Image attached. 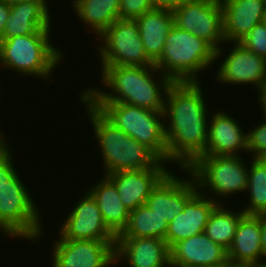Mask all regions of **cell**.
<instances>
[{"mask_svg":"<svg viewBox=\"0 0 266 267\" xmlns=\"http://www.w3.org/2000/svg\"><path fill=\"white\" fill-rule=\"evenodd\" d=\"M223 112L216 111L211 117L208 124V141L202 155L239 156L240 151H247V134L241 130L233 116Z\"/></svg>","mask_w":266,"mask_h":267,"instance_id":"cell-20","label":"cell"},{"mask_svg":"<svg viewBox=\"0 0 266 267\" xmlns=\"http://www.w3.org/2000/svg\"><path fill=\"white\" fill-rule=\"evenodd\" d=\"M164 163L160 161L155 167L106 175L114 183L121 202L129 212L145 205L151 192L170 173Z\"/></svg>","mask_w":266,"mask_h":267,"instance_id":"cell-13","label":"cell"},{"mask_svg":"<svg viewBox=\"0 0 266 267\" xmlns=\"http://www.w3.org/2000/svg\"><path fill=\"white\" fill-rule=\"evenodd\" d=\"M50 29L0 41V63L22 75L48 78L64 56L49 40Z\"/></svg>","mask_w":266,"mask_h":267,"instance_id":"cell-5","label":"cell"},{"mask_svg":"<svg viewBox=\"0 0 266 267\" xmlns=\"http://www.w3.org/2000/svg\"><path fill=\"white\" fill-rule=\"evenodd\" d=\"M101 69V81L112 93L90 87L82 92L90 102H119L151 111H164L166 93L173 81L161 74L160 84H157L154 76L157 78L160 71L155 65L103 66Z\"/></svg>","mask_w":266,"mask_h":267,"instance_id":"cell-2","label":"cell"},{"mask_svg":"<svg viewBox=\"0 0 266 267\" xmlns=\"http://www.w3.org/2000/svg\"><path fill=\"white\" fill-rule=\"evenodd\" d=\"M91 103L119 129L167 163L164 111H151L119 102Z\"/></svg>","mask_w":266,"mask_h":267,"instance_id":"cell-6","label":"cell"},{"mask_svg":"<svg viewBox=\"0 0 266 267\" xmlns=\"http://www.w3.org/2000/svg\"><path fill=\"white\" fill-rule=\"evenodd\" d=\"M16 173L0 189V231L9 237L39 240L43 229L40 212Z\"/></svg>","mask_w":266,"mask_h":267,"instance_id":"cell-7","label":"cell"},{"mask_svg":"<svg viewBox=\"0 0 266 267\" xmlns=\"http://www.w3.org/2000/svg\"><path fill=\"white\" fill-rule=\"evenodd\" d=\"M126 259L129 267H171L170 248L159 238H116L115 263Z\"/></svg>","mask_w":266,"mask_h":267,"instance_id":"cell-18","label":"cell"},{"mask_svg":"<svg viewBox=\"0 0 266 267\" xmlns=\"http://www.w3.org/2000/svg\"><path fill=\"white\" fill-rule=\"evenodd\" d=\"M82 102L91 119L93 131L102 151L105 173L141 170L155 167L161 160L147 147L138 143L111 122L82 93Z\"/></svg>","mask_w":266,"mask_h":267,"instance_id":"cell-3","label":"cell"},{"mask_svg":"<svg viewBox=\"0 0 266 267\" xmlns=\"http://www.w3.org/2000/svg\"><path fill=\"white\" fill-rule=\"evenodd\" d=\"M152 9V0H121L119 19L135 20Z\"/></svg>","mask_w":266,"mask_h":267,"instance_id":"cell-31","label":"cell"},{"mask_svg":"<svg viewBox=\"0 0 266 267\" xmlns=\"http://www.w3.org/2000/svg\"><path fill=\"white\" fill-rule=\"evenodd\" d=\"M218 68L216 78L228 84H254L258 98L266 90V59L245 49L238 42Z\"/></svg>","mask_w":266,"mask_h":267,"instance_id":"cell-14","label":"cell"},{"mask_svg":"<svg viewBox=\"0 0 266 267\" xmlns=\"http://www.w3.org/2000/svg\"><path fill=\"white\" fill-rule=\"evenodd\" d=\"M59 237L54 241L52 267H109L115 263L116 241L72 240Z\"/></svg>","mask_w":266,"mask_h":267,"instance_id":"cell-11","label":"cell"},{"mask_svg":"<svg viewBox=\"0 0 266 267\" xmlns=\"http://www.w3.org/2000/svg\"><path fill=\"white\" fill-rule=\"evenodd\" d=\"M10 151L7 144L0 149V189L17 173Z\"/></svg>","mask_w":266,"mask_h":267,"instance_id":"cell-32","label":"cell"},{"mask_svg":"<svg viewBox=\"0 0 266 267\" xmlns=\"http://www.w3.org/2000/svg\"><path fill=\"white\" fill-rule=\"evenodd\" d=\"M60 227V236L72 240L116 241L93 196L87 191Z\"/></svg>","mask_w":266,"mask_h":267,"instance_id":"cell-12","label":"cell"},{"mask_svg":"<svg viewBox=\"0 0 266 267\" xmlns=\"http://www.w3.org/2000/svg\"><path fill=\"white\" fill-rule=\"evenodd\" d=\"M193 0H152L154 8L174 10Z\"/></svg>","mask_w":266,"mask_h":267,"instance_id":"cell-33","label":"cell"},{"mask_svg":"<svg viewBox=\"0 0 266 267\" xmlns=\"http://www.w3.org/2000/svg\"><path fill=\"white\" fill-rule=\"evenodd\" d=\"M121 0H74V12L98 37L119 19ZM96 32V33H95Z\"/></svg>","mask_w":266,"mask_h":267,"instance_id":"cell-25","label":"cell"},{"mask_svg":"<svg viewBox=\"0 0 266 267\" xmlns=\"http://www.w3.org/2000/svg\"><path fill=\"white\" fill-rule=\"evenodd\" d=\"M252 267H266V262L265 263H262V264L252 265Z\"/></svg>","mask_w":266,"mask_h":267,"instance_id":"cell-40","label":"cell"},{"mask_svg":"<svg viewBox=\"0 0 266 267\" xmlns=\"http://www.w3.org/2000/svg\"><path fill=\"white\" fill-rule=\"evenodd\" d=\"M48 2L26 1L10 4V15L0 41L13 36L36 34L50 29Z\"/></svg>","mask_w":266,"mask_h":267,"instance_id":"cell-21","label":"cell"},{"mask_svg":"<svg viewBox=\"0 0 266 267\" xmlns=\"http://www.w3.org/2000/svg\"><path fill=\"white\" fill-rule=\"evenodd\" d=\"M219 267H252V265L247 263H233L227 261L225 264L220 265Z\"/></svg>","mask_w":266,"mask_h":267,"instance_id":"cell-36","label":"cell"},{"mask_svg":"<svg viewBox=\"0 0 266 267\" xmlns=\"http://www.w3.org/2000/svg\"><path fill=\"white\" fill-rule=\"evenodd\" d=\"M200 81L173 82L165 98L167 162L187 169L206 149L208 113ZM169 125V126H168Z\"/></svg>","mask_w":266,"mask_h":267,"instance_id":"cell-1","label":"cell"},{"mask_svg":"<svg viewBox=\"0 0 266 267\" xmlns=\"http://www.w3.org/2000/svg\"><path fill=\"white\" fill-rule=\"evenodd\" d=\"M247 189L251 200L242 210L246 215H266V159L252 158Z\"/></svg>","mask_w":266,"mask_h":267,"instance_id":"cell-28","label":"cell"},{"mask_svg":"<svg viewBox=\"0 0 266 267\" xmlns=\"http://www.w3.org/2000/svg\"><path fill=\"white\" fill-rule=\"evenodd\" d=\"M98 38L101 67L103 66H153L147 57L135 20L118 19ZM103 39V40H102Z\"/></svg>","mask_w":266,"mask_h":267,"instance_id":"cell-9","label":"cell"},{"mask_svg":"<svg viewBox=\"0 0 266 267\" xmlns=\"http://www.w3.org/2000/svg\"><path fill=\"white\" fill-rule=\"evenodd\" d=\"M261 247L263 257L266 258V215H261Z\"/></svg>","mask_w":266,"mask_h":267,"instance_id":"cell-35","label":"cell"},{"mask_svg":"<svg viewBox=\"0 0 266 267\" xmlns=\"http://www.w3.org/2000/svg\"><path fill=\"white\" fill-rule=\"evenodd\" d=\"M200 192L198 190L186 202L183 211L168 224L164 240L169 248L181 240L204 232L209 216L219 202L209 194Z\"/></svg>","mask_w":266,"mask_h":267,"instance_id":"cell-16","label":"cell"},{"mask_svg":"<svg viewBox=\"0 0 266 267\" xmlns=\"http://www.w3.org/2000/svg\"><path fill=\"white\" fill-rule=\"evenodd\" d=\"M263 114L265 121L247 133V152H252V158L266 159V112L264 110Z\"/></svg>","mask_w":266,"mask_h":267,"instance_id":"cell-30","label":"cell"},{"mask_svg":"<svg viewBox=\"0 0 266 267\" xmlns=\"http://www.w3.org/2000/svg\"><path fill=\"white\" fill-rule=\"evenodd\" d=\"M260 100V105L262 104V110H264L266 112V90L264 91V93L260 96L259 98Z\"/></svg>","mask_w":266,"mask_h":267,"instance_id":"cell-37","label":"cell"},{"mask_svg":"<svg viewBox=\"0 0 266 267\" xmlns=\"http://www.w3.org/2000/svg\"><path fill=\"white\" fill-rule=\"evenodd\" d=\"M225 41L239 42L256 25L266 20V0H220Z\"/></svg>","mask_w":266,"mask_h":267,"instance_id":"cell-19","label":"cell"},{"mask_svg":"<svg viewBox=\"0 0 266 267\" xmlns=\"http://www.w3.org/2000/svg\"><path fill=\"white\" fill-rule=\"evenodd\" d=\"M10 10V3L6 0H0V38L10 15Z\"/></svg>","mask_w":266,"mask_h":267,"instance_id":"cell-34","label":"cell"},{"mask_svg":"<svg viewBox=\"0 0 266 267\" xmlns=\"http://www.w3.org/2000/svg\"><path fill=\"white\" fill-rule=\"evenodd\" d=\"M135 21L138 24L141 40L147 57L155 63L162 55L166 37L174 26L172 10L154 8Z\"/></svg>","mask_w":266,"mask_h":267,"instance_id":"cell-23","label":"cell"},{"mask_svg":"<svg viewBox=\"0 0 266 267\" xmlns=\"http://www.w3.org/2000/svg\"><path fill=\"white\" fill-rule=\"evenodd\" d=\"M8 3H18V2H26V1H35V2H47V0H6Z\"/></svg>","mask_w":266,"mask_h":267,"instance_id":"cell-38","label":"cell"},{"mask_svg":"<svg viewBox=\"0 0 266 267\" xmlns=\"http://www.w3.org/2000/svg\"><path fill=\"white\" fill-rule=\"evenodd\" d=\"M87 190L95 199L106 226L117 236L126 227L130 212L121 202L117 188L105 175Z\"/></svg>","mask_w":266,"mask_h":267,"instance_id":"cell-24","label":"cell"},{"mask_svg":"<svg viewBox=\"0 0 266 267\" xmlns=\"http://www.w3.org/2000/svg\"><path fill=\"white\" fill-rule=\"evenodd\" d=\"M187 173L190 174L189 180H185L184 177L178 178L170 172L146 201L145 205L168 224L183 211L186 202L198 190L195 179L189 171Z\"/></svg>","mask_w":266,"mask_h":267,"instance_id":"cell-15","label":"cell"},{"mask_svg":"<svg viewBox=\"0 0 266 267\" xmlns=\"http://www.w3.org/2000/svg\"><path fill=\"white\" fill-rule=\"evenodd\" d=\"M174 25L203 39L215 50V61L225 41L223 8L220 0H193L174 9Z\"/></svg>","mask_w":266,"mask_h":267,"instance_id":"cell-10","label":"cell"},{"mask_svg":"<svg viewBox=\"0 0 266 267\" xmlns=\"http://www.w3.org/2000/svg\"><path fill=\"white\" fill-rule=\"evenodd\" d=\"M244 158L230 155H201L187 169L202 192L211 190L225 198L247 191L249 169ZM204 188V191H203Z\"/></svg>","mask_w":266,"mask_h":267,"instance_id":"cell-8","label":"cell"},{"mask_svg":"<svg viewBox=\"0 0 266 267\" xmlns=\"http://www.w3.org/2000/svg\"><path fill=\"white\" fill-rule=\"evenodd\" d=\"M238 43L266 59V20L256 24Z\"/></svg>","mask_w":266,"mask_h":267,"instance_id":"cell-29","label":"cell"},{"mask_svg":"<svg viewBox=\"0 0 266 267\" xmlns=\"http://www.w3.org/2000/svg\"><path fill=\"white\" fill-rule=\"evenodd\" d=\"M0 132H1V131H0ZM2 136H3V134L0 133V149H1L4 145L8 144V143H6L5 138H3Z\"/></svg>","mask_w":266,"mask_h":267,"instance_id":"cell-39","label":"cell"},{"mask_svg":"<svg viewBox=\"0 0 266 267\" xmlns=\"http://www.w3.org/2000/svg\"><path fill=\"white\" fill-rule=\"evenodd\" d=\"M214 60L215 50L207 42L174 25L154 65L173 82H187L198 81L199 73Z\"/></svg>","mask_w":266,"mask_h":267,"instance_id":"cell-4","label":"cell"},{"mask_svg":"<svg viewBox=\"0 0 266 267\" xmlns=\"http://www.w3.org/2000/svg\"><path fill=\"white\" fill-rule=\"evenodd\" d=\"M168 223L146 205L130 211L128 222L116 238H159L165 239Z\"/></svg>","mask_w":266,"mask_h":267,"instance_id":"cell-26","label":"cell"},{"mask_svg":"<svg viewBox=\"0 0 266 267\" xmlns=\"http://www.w3.org/2000/svg\"><path fill=\"white\" fill-rule=\"evenodd\" d=\"M233 263L262 264L266 261L261 247V215H244L237 226L232 245L227 250Z\"/></svg>","mask_w":266,"mask_h":267,"instance_id":"cell-22","label":"cell"},{"mask_svg":"<svg viewBox=\"0 0 266 267\" xmlns=\"http://www.w3.org/2000/svg\"><path fill=\"white\" fill-rule=\"evenodd\" d=\"M227 261V250L204 232L181 240L170 248L171 267H219Z\"/></svg>","mask_w":266,"mask_h":267,"instance_id":"cell-17","label":"cell"},{"mask_svg":"<svg viewBox=\"0 0 266 267\" xmlns=\"http://www.w3.org/2000/svg\"><path fill=\"white\" fill-rule=\"evenodd\" d=\"M220 203L211 212L204 233L213 242L228 250L232 245L238 223L245 213L241 210L235 214L229 208H225L222 202Z\"/></svg>","mask_w":266,"mask_h":267,"instance_id":"cell-27","label":"cell"}]
</instances>
